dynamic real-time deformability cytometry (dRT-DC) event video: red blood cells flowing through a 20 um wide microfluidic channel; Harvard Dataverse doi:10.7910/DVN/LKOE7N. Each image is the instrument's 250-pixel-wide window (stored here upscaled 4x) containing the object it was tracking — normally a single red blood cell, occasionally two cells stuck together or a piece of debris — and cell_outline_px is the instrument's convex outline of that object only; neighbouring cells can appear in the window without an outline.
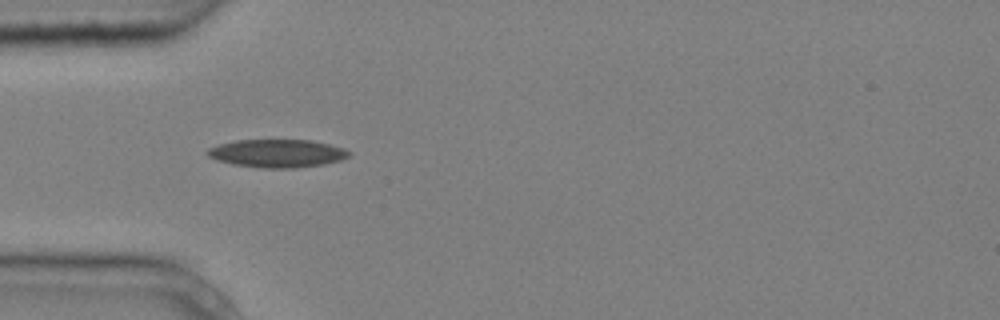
{"species": "common noctule bat (a hibernating species)", "species_latin": "Nyctalus noctula", "temperature_condition": "cold", "stored_images_in_passage": 4, "camera_frame_rate_fps": 3000, "um_per_image_px": 0.085, "animal": {"sex": "male", "body_mass_g": 20.4}, "frame": {"image": 1, "passage_image": 4, "time_ms": 1.0, "image_size_px": [1000, 320], "cell_outline_px": [[352, 152], [348, 156], [340, 160], [324, 164], [296, 168], [264, 168], [232, 164], [216, 160], [208, 156], [204, 152], [208, 148], [220, 144], [236, 140], [312, 140], [344, 148]], "centroid_in_image_um": [23.54, 13.03], "position_along_channel_um": 61.5, "area_um2": 23.18}}